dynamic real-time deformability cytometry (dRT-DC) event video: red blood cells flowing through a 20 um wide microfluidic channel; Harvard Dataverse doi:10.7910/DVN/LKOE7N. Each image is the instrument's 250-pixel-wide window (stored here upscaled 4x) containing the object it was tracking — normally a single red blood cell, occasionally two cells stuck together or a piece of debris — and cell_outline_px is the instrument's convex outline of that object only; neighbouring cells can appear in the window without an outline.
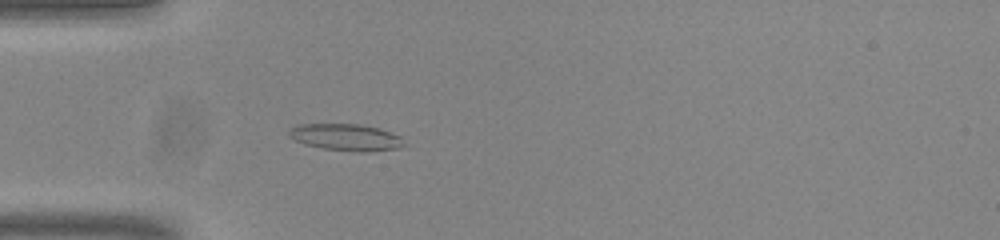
{"species": "common noctule bat (a hibernating species)", "species_latin": "Nyctalus noctula", "temperature_condition": "room temperature", "stored_images_in_passage": 40, "camera_frame_rate_fps": 3000, "um_per_image_px": 0.085, "animal": {"sex": "male", "body_mass_g": 20.0, "forearm_length_mm": 53.3}, "frame": {"image": 1, "passage_image": 2, "time_ms": 0.333, "image_size_px": [1000, 240], "cell_outline_px": [[404, 144], [400, 148], [368, 152], [360, 152], [324, 148], [304, 144], [288, 136], [288, 132], [296, 124], [360, 124], [380, 128], [400, 136]], "centroid_in_image_um": [29.41, 11.66], "position_along_channel_um": 55.6, "area_um2": 17.92}}
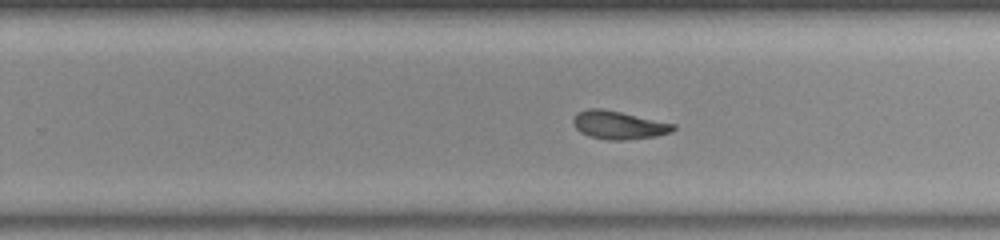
{"frame": {"image": 2, "passage_image": 20, "time_ms": 6.333, "image_size_px": [1000, 240], "cell_outline_px": [[676, 128], [672, 132], [656, 136], [624, 140], [608, 140], [588, 136], [580, 132], [572, 124], [572, 120], [576, 112], [588, 108], [600, 108], [620, 112], [676, 124]], "centroid_in_image_um": [52.56, 10.63], "position_along_channel_um": 277.2, "area_um2": 16.53}}
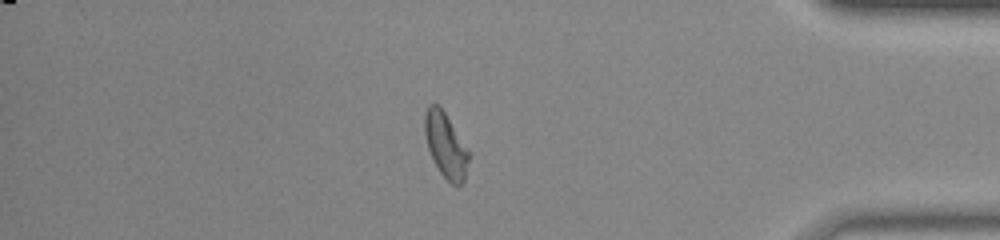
{"frame": {"image": 3, "passage_image": 32, "time_ms": 10.333, "image_size_px": [1000, 240], "cell_outline_px": [[472, 152], [464, 180], [460, 184], [452, 184], [440, 172], [428, 148], [424, 132], [424, 116], [428, 104], [436, 104], [444, 112]], "centroid_in_image_um": [37.92, 12.33], "position_along_channel_um": 397.3, "area_um2": 16.7}, "authors_computed_cell_mechanics": {"area_um2": 16.6753, "velocity_mm_per_s": 3.8062, "shape_relaxation_time_tau1_ms": null, "shape_relaxation_time_tau2_ms": 3.931, "deformation_change_tau1": null, "deformation_change_tau2": 0.1107}}